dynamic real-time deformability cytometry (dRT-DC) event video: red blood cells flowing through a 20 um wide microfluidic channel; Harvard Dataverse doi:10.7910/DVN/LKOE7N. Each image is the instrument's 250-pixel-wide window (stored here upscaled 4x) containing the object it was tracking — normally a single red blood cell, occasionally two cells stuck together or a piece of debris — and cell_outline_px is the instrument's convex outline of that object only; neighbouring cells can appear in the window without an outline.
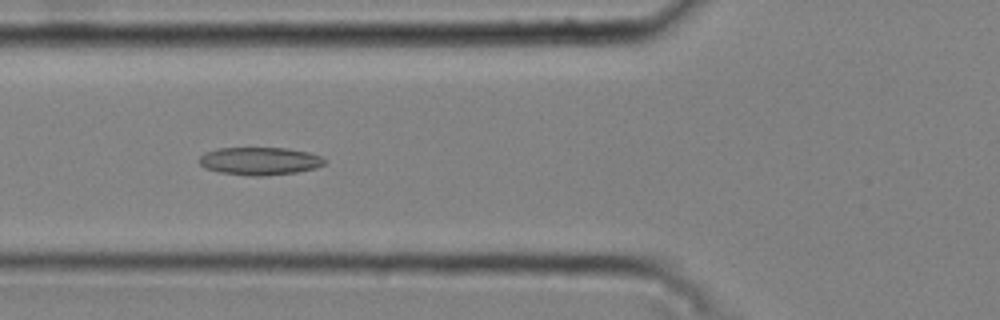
{"species": "common noctule bat (a hibernating species)", "species_latin": "Nyctalus noctula", "temperature_condition": "cold", "stored_images_in_passage": 36, "camera_frame_rate_fps": 3000, "um_per_image_px": 0.085, "animal": {"sex": "male", "body_mass_g": 20.4}, "frame": {"image": 1, "passage_image": 5, "time_ms": 1.333, "image_size_px": [1000, 320], "cell_outline_px": [[328, 160], [324, 164], [316, 168], [296, 172], [264, 176], [248, 176], [220, 172], [204, 168], [200, 164], [200, 156], [204, 152], [216, 148], [288, 148], [308, 152], [320, 156]], "centroid_in_image_um": [22.08, 13.69], "position_along_channel_um": 103.7, "area_um2": 20.46}}
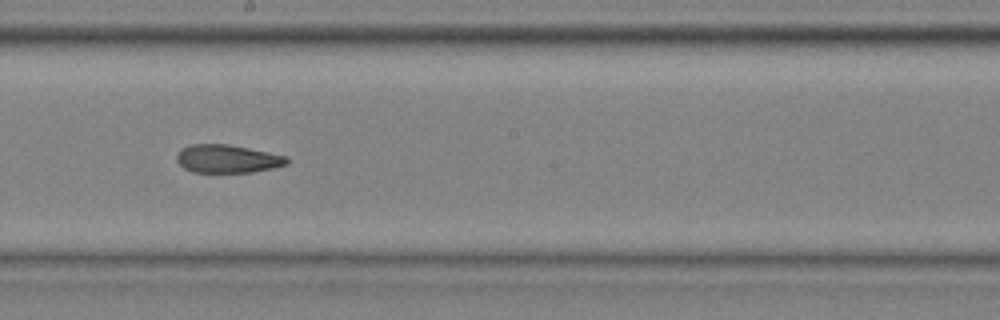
{"frame": {"image": 2, "passage_image": 15, "time_ms": 4.667, "image_size_px": [1000, 320], "cell_outline_px": [[288, 164], [276, 168], [252, 172], [192, 172], [184, 168], [176, 160], [176, 156], [180, 148], [192, 144], [228, 144], [288, 156]], "centroid_in_image_um": [19.34, 13.5], "position_along_channel_um": 228.9, "area_um2": 18.21}}
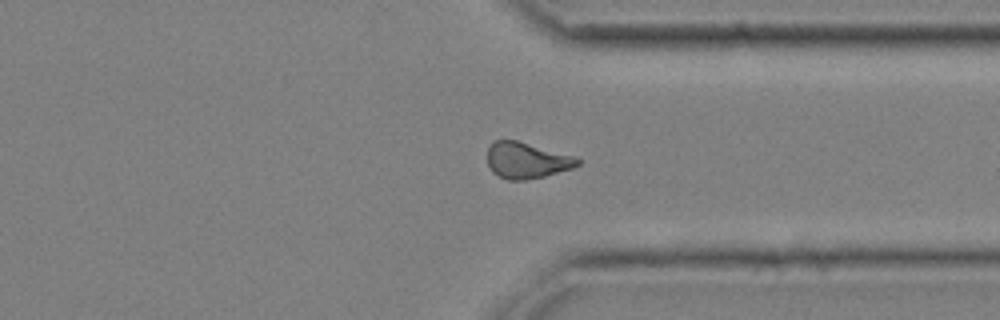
{"frame": {"image": 3, "passage_image": 26, "time_ms": 8.333, "image_size_px": [1000, 320], "cell_outline_px": [[580, 164], [572, 168], [544, 176], [524, 180], [508, 180], [492, 172], [488, 164], [488, 148], [492, 140], [516, 140], [572, 156], [580, 160]], "centroid_in_image_um": [44.72, 13.63], "position_along_channel_um": 366.7, "area_um2": 18.67}, "authors_computed_cell_mechanics": {"area_um2": 18.8428, "velocity_mm_per_s": 3.7534, "shape_relaxation_time_tau1_ms": null, "shape_relaxation_time_tau2_ms": 1.8006, "deformation_change_tau1": null, "deformation_change_tau2": 0.0857}}